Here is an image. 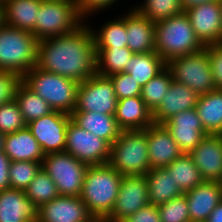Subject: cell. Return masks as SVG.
Listing matches in <instances>:
<instances>
[{"mask_svg":"<svg viewBox=\"0 0 222 222\" xmlns=\"http://www.w3.org/2000/svg\"><path fill=\"white\" fill-rule=\"evenodd\" d=\"M91 24L84 22L72 33L38 41L36 67L78 83L97 74Z\"/></svg>","mask_w":222,"mask_h":222,"instance_id":"cell-1","label":"cell"},{"mask_svg":"<svg viewBox=\"0 0 222 222\" xmlns=\"http://www.w3.org/2000/svg\"><path fill=\"white\" fill-rule=\"evenodd\" d=\"M121 182L122 175L109 163L88 167L80 198L95 219L111 215Z\"/></svg>","mask_w":222,"mask_h":222,"instance_id":"cell-2","label":"cell"},{"mask_svg":"<svg viewBox=\"0 0 222 222\" xmlns=\"http://www.w3.org/2000/svg\"><path fill=\"white\" fill-rule=\"evenodd\" d=\"M204 47L185 12L155 23V52L166 63Z\"/></svg>","mask_w":222,"mask_h":222,"instance_id":"cell-3","label":"cell"},{"mask_svg":"<svg viewBox=\"0 0 222 222\" xmlns=\"http://www.w3.org/2000/svg\"><path fill=\"white\" fill-rule=\"evenodd\" d=\"M21 81L45 100L53 110L69 115L74 111L79 87L77 81L36 66L26 72Z\"/></svg>","mask_w":222,"mask_h":222,"instance_id":"cell-4","label":"cell"},{"mask_svg":"<svg viewBox=\"0 0 222 222\" xmlns=\"http://www.w3.org/2000/svg\"><path fill=\"white\" fill-rule=\"evenodd\" d=\"M37 46L32 32L5 24L0 28V70L22 77L36 66Z\"/></svg>","mask_w":222,"mask_h":222,"instance_id":"cell-5","label":"cell"},{"mask_svg":"<svg viewBox=\"0 0 222 222\" xmlns=\"http://www.w3.org/2000/svg\"><path fill=\"white\" fill-rule=\"evenodd\" d=\"M108 163L122 176L146 175L150 170L147 128L122 130L111 144Z\"/></svg>","mask_w":222,"mask_h":222,"instance_id":"cell-6","label":"cell"},{"mask_svg":"<svg viewBox=\"0 0 222 222\" xmlns=\"http://www.w3.org/2000/svg\"><path fill=\"white\" fill-rule=\"evenodd\" d=\"M84 22L75 0H43L35 23V37L41 41L72 33Z\"/></svg>","mask_w":222,"mask_h":222,"instance_id":"cell-7","label":"cell"},{"mask_svg":"<svg viewBox=\"0 0 222 222\" xmlns=\"http://www.w3.org/2000/svg\"><path fill=\"white\" fill-rule=\"evenodd\" d=\"M167 68L171 71L173 80L187 85L199 96L216 90L208 58V45L198 52L170 60Z\"/></svg>","mask_w":222,"mask_h":222,"instance_id":"cell-8","label":"cell"},{"mask_svg":"<svg viewBox=\"0 0 222 222\" xmlns=\"http://www.w3.org/2000/svg\"><path fill=\"white\" fill-rule=\"evenodd\" d=\"M88 167L65 151L46 154L41 163L62 196H80Z\"/></svg>","mask_w":222,"mask_h":222,"instance_id":"cell-9","label":"cell"},{"mask_svg":"<svg viewBox=\"0 0 222 222\" xmlns=\"http://www.w3.org/2000/svg\"><path fill=\"white\" fill-rule=\"evenodd\" d=\"M117 102L111 79L96 74L79 83L74 111L115 115Z\"/></svg>","mask_w":222,"mask_h":222,"instance_id":"cell-10","label":"cell"},{"mask_svg":"<svg viewBox=\"0 0 222 222\" xmlns=\"http://www.w3.org/2000/svg\"><path fill=\"white\" fill-rule=\"evenodd\" d=\"M110 151L111 144L108 141L69 121L65 152L90 166L108 163Z\"/></svg>","mask_w":222,"mask_h":222,"instance_id":"cell-11","label":"cell"},{"mask_svg":"<svg viewBox=\"0 0 222 222\" xmlns=\"http://www.w3.org/2000/svg\"><path fill=\"white\" fill-rule=\"evenodd\" d=\"M70 120L69 114L53 110L27 124V127L46 155L65 151L66 132Z\"/></svg>","mask_w":222,"mask_h":222,"instance_id":"cell-12","label":"cell"},{"mask_svg":"<svg viewBox=\"0 0 222 222\" xmlns=\"http://www.w3.org/2000/svg\"><path fill=\"white\" fill-rule=\"evenodd\" d=\"M149 204L148 182L145 175L122 176L117 200L107 220L120 222Z\"/></svg>","mask_w":222,"mask_h":222,"instance_id":"cell-13","label":"cell"},{"mask_svg":"<svg viewBox=\"0 0 222 222\" xmlns=\"http://www.w3.org/2000/svg\"><path fill=\"white\" fill-rule=\"evenodd\" d=\"M184 12L204 46L222 43V12L219 0L195 5Z\"/></svg>","mask_w":222,"mask_h":222,"instance_id":"cell-14","label":"cell"},{"mask_svg":"<svg viewBox=\"0 0 222 222\" xmlns=\"http://www.w3.org/2000/svg\"><path fill=\"white\" fill-rule=\"evenodd\" d=\"M182 153L190 154L209 135L201 123L195 108L174 115L163 124Z\"/></svg>","mask_w":222,"mask_h":222,"instance_id":"cell-15","label":"cell"},{"mask_svg":"<svg viewBox=\"0 0 222 222\" xmlns=\"http://www.w3.org/2000/svg\"><path fill=\"white\" fill-rule=\"evenodd\" d=\"M94 219L80 196L59 195L37 209L36 221L92 222Z\"/></svg>","mask_w":222,"mask_h":222,"instance_id":"cell-16","label":"cell"},{"mask_svg":"<svg viewBox=\"0 0 222 222\" xmlns=\"http://www.w3.org/2000/svg\"><path fill=\"white\" fill-rule=\"evenodd\" d=\"M147 146L151 169L166 167L182 154L163 124L153 123L147 127Z\"/></svg>","mask_w":222,"mask_h":222,"instance_id":"cell-17","label":"cell"},{"mask_svg":"<svg viewBox=\"0 0 222 222\" xmlns=\"http://www.w3.org/2000/svg\"><path fill=\"white\" fill-rule=\"evenodd\" d=\"M205 181H219L222 174V135H207L190 153Z\"/></svg>","mask_w":222,"mask_h":222,"instance_id":"cell-18","label":"cell"},{"mask_svg":"<svg viewBox=\"0 0 222 222\" xmlns=\"http://www.w3.org/2000/svg\"><path fill=\"white\" fill-rule=\"evenodd\" d=\"M191 222H206L222 201V186L217 181H204L185 193Z\"/></svg>","mask_w":222,"mask_h":222,"instance_id":"cell-19","label":"cell"},{"mask_svg":"<svg viewBox=\"0 0 222 222\" xmlns=\"http://www.w3.org/2000/svg\"><path fill=\"white\" fill-rule=\"evenodd\" d=\"M199 95L185 84L172 80L160 105L152 112L156 124H164L174 115L195 108Z\"/></svg>","mask_w":222,"mask_h":222,"instance_id":"cell-20","label":"cell"},{"mask_svg":"<svg viewBox=\"0 0 222 222\" xmlns=\"http://www.w3.org/2000/svg\"><path fill=\"white\" fill-rule=\"evenodd\" d=\"M127 47L134 53L155 51V23L134 7L126 12Z\"/></svg>","mask_w":222,"mask_h":222,"instance_id":"cell-21","label":"cell"},{"mask_svg":"<svg viewBox=\"0 0 222 222\" xmlns=\"http://www.w3.org/2000/svg\"><path fill=\"white\" fill-rule=\"evenodd\" d=\"M37 208L25 191L6 188L0 191V222H36Z\"/></svg>","mask_w":222,"mask_h":222,"instance_id":"cell-22","label":"cell"},{"mask_svg":"<svg viewBox=\"0 0 222 222\" xmlns=\"http://www.w3.org/2000/svg\"><path fill=\"white\" fill-rule=\"evenodd\" d=\"M114 116L121 130H143L154 123L152 111L140 96L118 100Z\"/></svg>","mask_w":222,"mask_h":222,"instance_id":"cell-23","label":"cell"},{"mask_svg":"<svg viewBox=\"0 0 222 222\" xmlns=\"http://www.w3.org/2000/svg\"><path fill=\"white\" fill-rule=\"evenodd\" d=\"M4 153L11 161L42 163L45 154L28 127L6 134Z\"/></svg>","mask_w":222,"mask_h":222,"instance_id":"cell-24","label":"cell"},{"mask_svg":"<svg viewBox=\"0 0 222 222\" xmlns=\"http://www.w3.org/2000/svg\"><path fill=\"white\" fill-rule=\"evenodd\" d=\"M71 120L79 127L98 136L112 144L120 135L121 129L118 127L114 115L94 112L73 111Z\"/></svg>","mask_w":222,"mask_h":222,"instance_id":"cell-25","label":"cell"},{"mask_svg":"<svg viewBox=\"0 0 222 222\" xmlns=\"http://www.w3.org/2000/svg\"><path fill=\"white\" fill-rule=\"evenodd\" d=\"M43 0H7L4 4L5 24L27 30L35 36V23Z\"/></svg>","mask_w":222,"mask_h":222,"instance_id":"cell-26","label":"cell"},{"mask_svg":"<svg viewBox=\"0 0 222 222\" xmlns=\"http://www.w3.org/2000/svg\"><path fill=\"white\" fill-rule=\"evenodd\" d=\"M145 176L148 182L149 204L159 206L184 194L166 167L153 168Z\"/></svg>","mask_w":222,"mask_h":222,"instance_id":"cell-27","label":"cell"},{"mask_svg":"<svg viewBox=\"0 0 222 222\" xmlns=\"http://www.w3.org/2000/svg\"><path fill=\"white\" fill-rule=\"evenodd\" d=\"M195 109L208 134L222 135V90L200 95Z\"/></svg>","mask_w":222,"mask_h":222,"instance_id":"cell-28","label":"cell"},{"mask_svg":"<svg viewBox=\"0 0 222 222\" xmlns=\"http://www.w3.org/2000/svg\"><path fill=\"white\" fill-rule=\"evenodd\" d=\"M167 67V63L155 52L134 54L128 60L124 72L130 74L143 87Z\"/></svg>","mask_w":222,"mask_h":222,"instance_id":"cell-29","label":"cell"},{"mask_svg":"<svg viewBox=\"0 0 222 222\" xmlns=\"http://www.w3.org/2000/svg\"><path fill=\"white\" fill-rule=\"evenodd\" d=\"M121 15L104 22L98 30L91 27L95 47H127L126 13Z\"/></svg>","mask_w":222,"mask_h":222,"instance_id":"cell-30","label":"cell"},{"mask_svg":"<svg viewBox=\"0 0 222 222\" xmlns=\"http://www.w3.org/2000/svg\"><path fill=\"white\" fill-rule=\"evenodd\" d=\"M166 168L184 194L205 181L190 154L182 153Z\"/></svg>","mask_w":222,"mask_h":222,"instance_id":"cell-31","label":"cell"},{"mask_svg":"<svg viewBox=\"0 0 222 222\" xmlns=\"http://www.w3.org/2000/svg\"><path fill=\"white\" fill-rule=\"evenodd\" d=\"M95 50L97 74L104 77L124 72L128 60L134 55L128 47H95Z\"/></svg>","mask_w":222,"mask_h":222,"instance_id":"cell-32","label":"cell"},{"mask_svg":"<svg viewBox=\"0 0 222 222\" xmlns=\"http://www.w3.org/2000/svg\"><path fill=\"white\" fill-rule=\"evenodd\" d=\"M14 99L19 105L20 112L22 113L26 124H29L53 111L45 100L33 92L22 81L16 88Z\"/></svg>","mask_w":222,"mask_h":222,"instance_id":"cell-33","label":"cell"},{"mask_svg":"<svg viewBox=\"0 0 222 222\" xmlns=\"http://www.w3.org/2000/svg\"><path fill=\"white\" fill-rule=\"evenodd\" d=\"M24 191L37 209L59 196L56 184L42 168Z\"/></svg>","mask_w":222,"mask_h":222,"instance_id":"cell-34","label":"cell"},{"mask_svg":"<svg viewBox=\"0 0 222 222\" xmlns=\"http://www.w3.org/2000/svg\"><path fill=\"white\" fill-rule=\"evenodd\" d=\"M173 76L166 67L156 77L149 80L141 89L140 97L146 106L153 112L162 102L168 92Z\"/></svg>","mask_w":222,"mask_h":222,"instance_id":"cell-35","label":"cell"},{"mask_svg":"<svg viewBox=\"0 0 222 222\" xmlns=\"http://www.w3.org/2000/svg\"><path fill=\"white\" fill-rule=\"evenodd\" d=\"M143 2L134 8L154 23L184 12L180 0H143Z\"/></svg>","mask_w":222,"mask_h":222,"instance_id":"cell-36","label":"cell"},{"mask_svg":"<svg viewBox=\"0 0 222 222\" xmlns=\"http://www.w3.org/2000/svg\"><path fill=\"white\" fill-rule=\"evenodd\" d=\"M41 168V163L33 161H11L9 185L11 188L25 190Z\"/></svg>","mask_w":222,"mask_h":222,"instance_id":"cell-37","label":"cell"},{"mask_svg":"<svg viewBox=\"0 0 222 222\" xmlns=\"http://www.w3.org/2000/svg\"><path fill=\"white\" fill-rule=\"evenodd\" d=\"M20 108L15 99L0 105V132L4 134L14 133L26 128Z\"/></svg>","mask_w":222,"mask_h":222,"instance_id":"cell-38","label":"cell"},{"mask_svg":"<svg viewBox=\"0 0 222 222\" xmlns=\"http://www.w3.org/2000/svg\"><path fill=\"white\" fill-rule=\"evenodd\" d=\"M161 222H191L185 194L158 206Z\"/></svg>","mask_w":222,"mask_h":222,"instance_id":"cell-39","label":"cell"},{"mask_svg":"<svg viewBox=\"0 0 222 222\" xmlns=\"http://www.w3.org/2000/svg\"><path fill=\"white\" fill-rule=\"evenodd\" d=\"M109 78L113 82L115 95L118 100L141 95L142 87L130 74L120 72L110 75Z\"/></svg>","mask_w":222,"mask_h":222,"instance_id":"cell-40","label":"cell"},{"mask_svg":"<svg viewBox=\"0 0 222 222\" xmlns=\"http://www.w3.org/2000/svg\"><path fill=\"white\" fill-rule=\"evenodd\" d=\"M20 82L19 75L0 70V105L14 99L16 88Z\"/></svg>","mask_w":222,"mask_h":222,"instance_id":"cell-41","label":"cell"},{"mask_svg":"<svg viewBox=\"0 0 222 222\" xmlns=\"http://www.w3.org/2000/svg\"><path fill=\"white\" fill-rule=\"evenodd\" d=\"M208 58L216 90H222V43L208 45Z\"/></svg>","mask_w":222,"mask_h":222,"instance_id":"cell-42","label":"cell"},{"mask_svg":"<svg viewBox=\"0 0 222 222\" xmlns=\"http://www.w3.org/2000/svg\"><path fill=\"white\" fill-rule=\"evenodd\" d=\"M75 2L79 13L85 18V21H88L87 19L91 15L93 16L94 13L97 14V12H102L105 9L108 10V7H113L112 5L118 0H75Z\"/></svg>","mask_w":222,"mask_h":222,"instance_id":"cell-43","label":"cell"},{"mask_svg":"<svg viewBox=\"0 0 222 222\" xmlns=\"http://www.w3.org/2000/svg\"><path fill=\"white\" fill-rule=\"evenodd\" d=\"M127 222H161L158 206L148 204L131 215Z\"/></svg>","mask_w":222,"mask_h":222,"instance_id":"cell-44","label":"cell"},{"mask_svg":"<svg viewBox=\"0 0 222 222\" xmlns=\"http://www.w3.org/2000/svg\"><path fill=\"white\" fill-rule=\"evenodd\" d=\"M11 160L4 153L0 152V191L9 188V169H10Z\"/></svg>","mask_w":222,"mask_h":222,"instance_id":"cell-45","label":"cell"},{"mask_svg":"<svg viewBox=\"0 0 222 222\" xmlns=\"http://www.w3.org/2000/svg\"><path fill=\"white\" fill-rule=\"evenodd\" d=\"M206 222H222V201L211 212Z\"/></svg>","mask_w":222,"mask_h":222,"instance_id":"cell-46","label":"cell"},{"mask_svg":"<svg viewBox=\"0 0 222 222\" xmlns=\"http://www.w3.org/2000/svg\"><path fill=\"white\" fill-rule=\"evenodd\" d=\"M183 10H187L195 5L205 4L216 0H180Z\"/></svg>","mask_w":222,"mask_h":222,"instance_id":"cell-47","label":"cell"},{"mask_svg":"<svg viewBox=\"0 0 222 222\" xmlns=\"http://www.w3.org/2000/svg\"><path fill=\"white\" fill-rule=\"evenodd\" d=\"M5 25L4 4L0 3V28Z\"/></svg>","mask_w":222,"mask_h":222,"instance_id":"cell-48","label":"cell"},{"mask_svg":"<svg viewBox=\"0 0 222 222\" xmlns=\"http://www.w3.org/2000/svg\"><path fill=\"white\" fill-rule=\"evenodd\" d=\"M6 134L0 132V152L4 151Z\"/></svg>","mask_w":222,"mask_h":222,"instance_id":"cell-49","label":"cell"},{"mask_svg":"<svg viewBox=\"0 0 222 222\" xmlns=\"http://www.w3.org/2000/svg\"><path fill=\"white\" fill-rule=\"evenodd\" d=\"M92 222H111L107 219H94Z\"/></svg>","mask_w":222,"mask_h":222,"instance_id":"cell-50","label":"cell"},{"mask_svg":"<svg viewBox=\"0 0 222 222\" xmlns=\"http://www.w3.org/2000/svg\"><path fill=\"white\" fill-rule=\"evenodd\" d=\"M218 183L222 186V174H221V177H220Z\"/></svg>","mask_w":222,"mask_h":222,"instance_id":"cell-51","label":"cell"},{"mask_svg":"<svg viewBox=\"0 0 222 222\" xmlns=\"http://www.w3.org/2000/svg\"><path fill=\"white\" fill-rule=\"evenodd\" d=\"M45 1H69V0H45Z\"/></svg>","mask_w":222,"mask_h":222,"instance_id":"cell-52","label":"cell"},{"mask_svg":"<svg viewBox=\"0 0 222 222\" xmlns=\"http://www.w3.org/2000/svg\"><path fill=\"white\" fill-rule=\"evenodd\" d=\"M220 7H221V12H222V0H219Z\"/></svg>","mask_w":222,"mask_h":222,"instance_id":"cell-53","label":"cell"},{"mask_svg":"<svg viewBox=\"0 0 222 222\" xmlns=\"http://www.w3.org/2000/svg\"><path fill=\"white\" fill-rule=\"evenodd\" d=\"M5 1H7V0H0V3H4Z\"/></svg>","mask_w":222,"mask_h":222,"instance_id":"cell-54","label":"cell"}]
</instances>
